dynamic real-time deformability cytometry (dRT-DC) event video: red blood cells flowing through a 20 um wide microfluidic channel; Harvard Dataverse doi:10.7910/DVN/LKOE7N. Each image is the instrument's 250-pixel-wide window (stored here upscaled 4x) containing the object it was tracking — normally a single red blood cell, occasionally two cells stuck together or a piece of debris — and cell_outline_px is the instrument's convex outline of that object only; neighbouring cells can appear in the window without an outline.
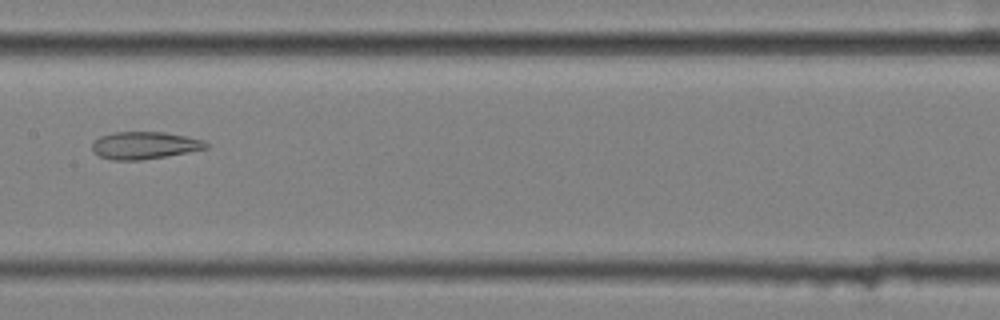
{"species": "common noctule bat (a hibernating species)", "species_latin": "Nyctalus noctula", "temperature_condition": "cold", "stored_images_in_passage": 10, "camera_frame_rate_fps": 3000, "um_per_image_px": 0.085, "animal": {"sex": "female", "body_mass_g": 25.1}, "frame": {"image": 1, "passage_image": 4, "time_ms": 1.0, "image_size_px": [1000, 320], "cell_outline_px": [[208, 148], [164, 156], [140, 160], [112, 160], [100, 156], [92, 152], [92, 144], [100, 136], [112, 132], [164, 132], [204, 140], [208, 144]], "centroid_in_image_um": [12.25, 12.35], "position_along_channel_um": 195.2, "area_um2": 17.98}}
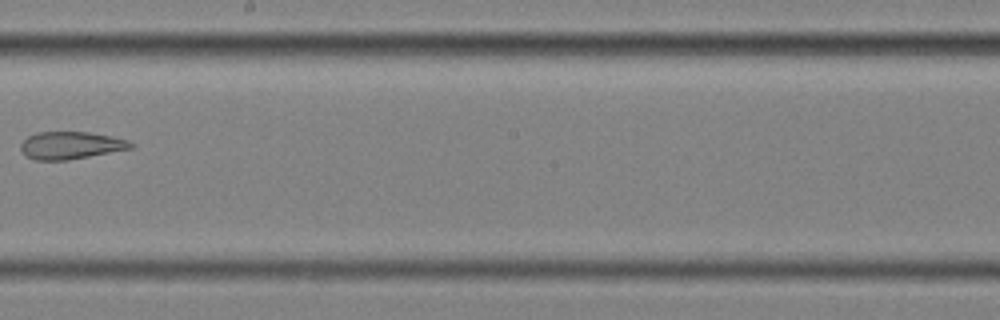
{"frame": {"image": 2, "passage_image": 5, "time_ms": 1.333, "image_size_px": [1000, 320], "cell_outline_px": [[136, 144], [132, 148], [68, 160], [36, 160], [28, 156], [20, 148], [20, 144], [28, 136], [36, 132], [88, 132], [112, 136], [128, 140]], "centroid_in_image_um": [6.04, 12.34], "position_along_channel_um": 242.2, "area_um2": 17.51}}
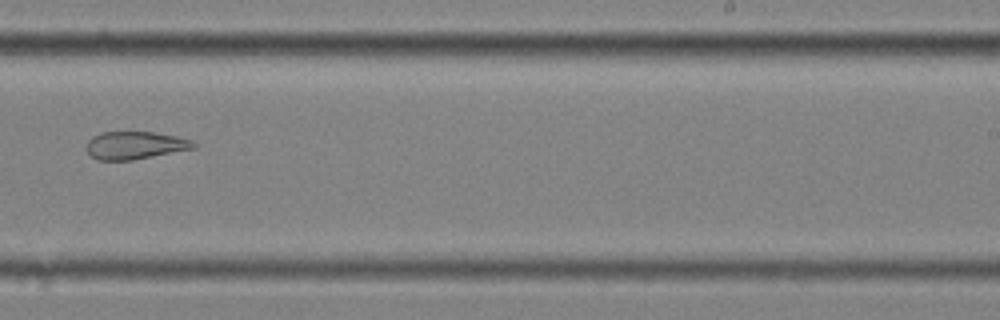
{"frame": {"image": 3, "passage_image": 6, "time_ms": 1.667, "image_size_px": [1000, 320], "cell_outline_px": [[196, 148], [132, 160], [96, 160], [84, 148], [88, 140], [92, 136], [100, 132], [156, 132], [176, 136], [192, 140], [196, 144]], "centroid_in_image_um": [11.45, 12.35], "position_along_channel_um": 277.5, "area_um2": 17.46}}